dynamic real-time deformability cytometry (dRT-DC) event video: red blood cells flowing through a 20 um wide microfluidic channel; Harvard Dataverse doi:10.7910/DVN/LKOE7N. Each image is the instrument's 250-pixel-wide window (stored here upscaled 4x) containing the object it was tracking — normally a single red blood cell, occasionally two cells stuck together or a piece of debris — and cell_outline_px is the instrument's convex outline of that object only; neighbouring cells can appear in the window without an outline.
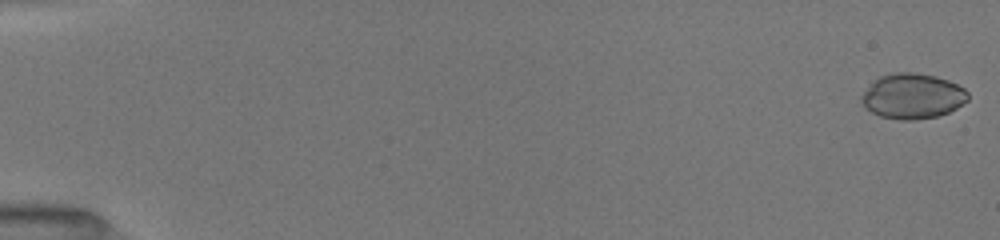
{"species": "common noctule bat (a hibernating species)", "species_latin": "Nyctalus noctula", "temperature_condition": "room temperature", "stored_images_in_passage": 45, "camera_frame_rate_fps": 3000, "um_per_image_px": 0.085, "animal": {"sex": "female", "body_mass_g": 19.5, "forearm_length_mm": 54.1}, "frame": {"image": 1, "passage_image": 1, "time_ms": 0.0, "image_size_px": [1000, 240], "cell_outline_px": [[968, 100], [956, 108], [948, 112], [936, 116], [916, 120], [900, 120], [880, 116], [864, 108], [860, 100], [860, 96], [872, 80], [880, 76], [896, 72], [912, 72], [936, 76], [948, 80], [964, 88], [968, 92]], "centroid_in_image_um": [77.52, 8.17], "position_along_channel_um": 7.5, "area_um2": 28.26}}
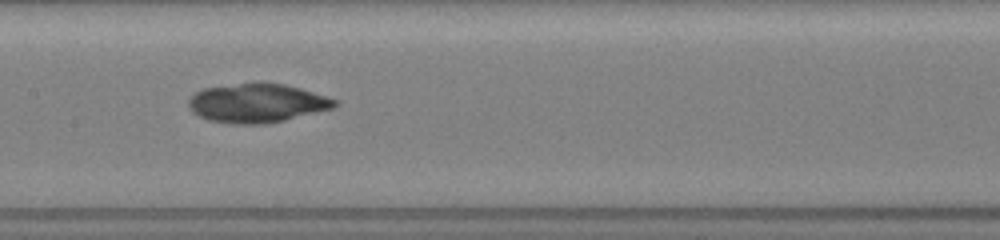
{"frame": {"image": 2, "passage_image": 24, "time_ms": 8.667, "image_size_px": [1000, 240], "cell_outline_px": [[340, 104], [332, 108], [284, 120], [264, 124], [236, 124], [208, 120], [192, 112], [188, 104], [188, 100], [196, 92], [204, 88], [240, 84], [284, 84], [300, 88], [340, 100]], "centroid_in_image_um": [21.87, 8.78], "position_along_channel_um": 185.5, "area_um2": 32.66}}
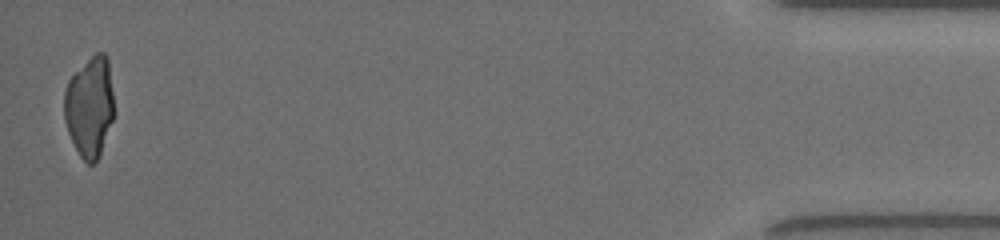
{"frame": {"image": 3, "passage_image": 45, "time_ms": 16.667, "image_size_px": [1000, 240], "cell_outline_px": [[112, 120], [100, 152], [96, 160], [92, 164], [88, 164], [80, 156], [68, 132], [64, 120], [64, 92], [68, 80], [96, 52], [104, 52], [108, 60], [112, 92]], "centroid_in_image_um": [7.59, 9.07], "position_along_channel_um": 427.6, "area_um2": 28.44}}